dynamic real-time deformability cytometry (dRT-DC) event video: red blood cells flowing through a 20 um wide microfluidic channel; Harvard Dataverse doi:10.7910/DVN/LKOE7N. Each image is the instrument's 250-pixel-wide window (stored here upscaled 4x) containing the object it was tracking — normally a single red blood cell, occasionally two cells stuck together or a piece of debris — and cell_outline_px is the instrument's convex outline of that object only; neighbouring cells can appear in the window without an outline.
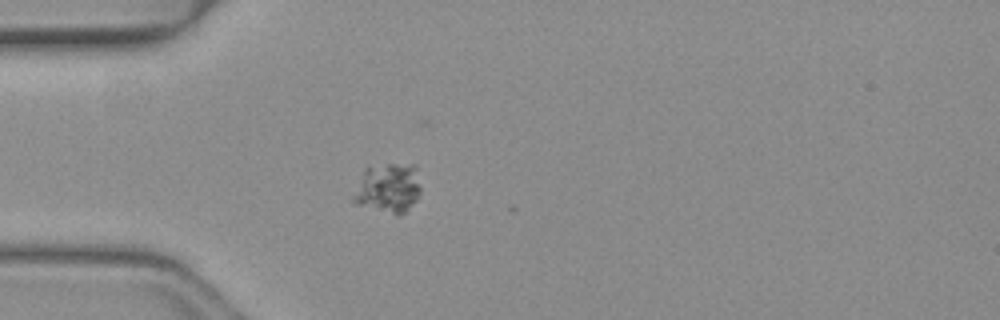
{"species": "common noctule bat (a hibernating species)", "species_latin": "Nyctalus noctula", "temperature_condition": "warm", "stored_images_in_passage": 28, "camera_frame_rate_fps": 3000, "um_per_image_px": 0.085, "animal": {"sex": "female", "body_mass_g": 19.3, "forearm_length_mm": 54.1}, "frame": {"image": 1, "passage_image": 1, "time_ms": 0.0, "image_size_px": [1000, 320], "cell_outline_px": [[420, 192], [416, 200], [400, 216], [396, 216], [352, 204], [352, 196], [364, 168], [388, 164], [416, 164], [420, 188]], "centroid_in_image_um": [32.96, 16.01], "position_along_channel_um": 52.0, "area_um2": 19.88}}
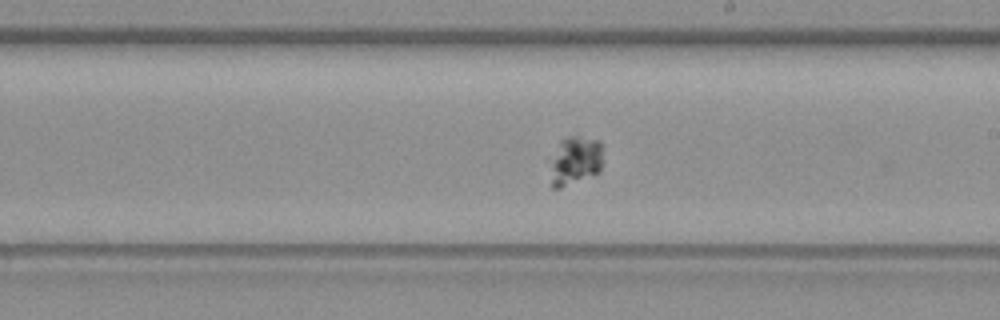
{"frame": {"image": 2, "passage_image": 16, "time_ms": 5.0, "image_size_px": [1000, 320], "cell_outline_px": [[600, 172], [560, 188], [552, 188], [552, 160], [560, 140], [568, 136], [576, 136], [600, 140]], "centroid_in_image_um": [48.89, 13.64], "position_along_channel_um": 240.1, "area_um2": 14.45}}
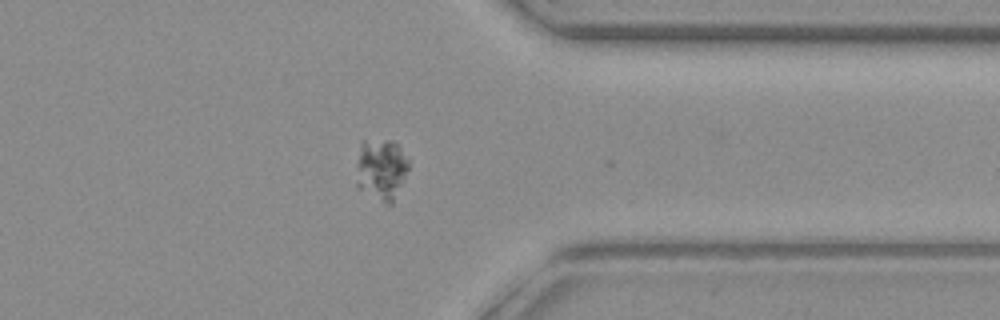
{"frame": {"image": 3, "passage_image": 27, "time_ms": 8.667, "image_size_px": [1000, 320], "cell_outline_px": [[408, 168], [404, 180], [392, 204], [384, 204], [356, 188], [356, 164], [360, 144], [364, 140], [392, 140], [400, 148], [408, 160]], "centroid_in_image_um": [32.37, 14.42], "position_along_channel_um": 379.0, "area_um2": 19.02}}